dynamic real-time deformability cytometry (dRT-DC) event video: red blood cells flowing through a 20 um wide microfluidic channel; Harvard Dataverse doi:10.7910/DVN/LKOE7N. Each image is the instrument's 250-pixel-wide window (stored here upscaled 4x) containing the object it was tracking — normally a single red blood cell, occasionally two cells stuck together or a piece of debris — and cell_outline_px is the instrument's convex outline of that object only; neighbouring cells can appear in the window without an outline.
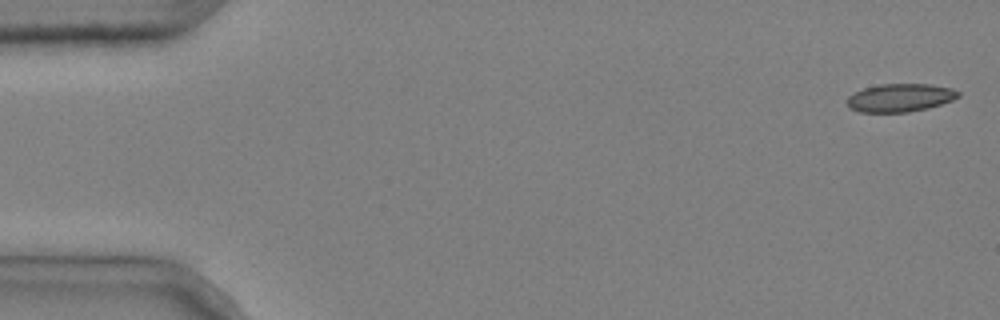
{"species": "common noctule bat (a hibernating species)", "species_latin": "Nyctalus noctula", "temperature_condition": "cold", "stored_images_in_passage": 3, "camera_frame_rate_fps": 3000, "um_per_image_px": 0.085, "animal": {"sex": "male", "body_mass_g": 20.4}, "frame": {"image": 1, "passage_image": 1, "time_ms": 0.0, "image_size_px": [1000, 320], "cell_outline_px": [[960, 96], [952, 100], [928, 108], [908, 112], [860, 112], [848, 108], [848, 96], [864, 88], [880, 84], [932, 84], [952, 88], [960, 92]], "centroid_in_image_um": [76.53, 8.3], "position_along_channel_um": 8.5, "area_um2": 18.21}}